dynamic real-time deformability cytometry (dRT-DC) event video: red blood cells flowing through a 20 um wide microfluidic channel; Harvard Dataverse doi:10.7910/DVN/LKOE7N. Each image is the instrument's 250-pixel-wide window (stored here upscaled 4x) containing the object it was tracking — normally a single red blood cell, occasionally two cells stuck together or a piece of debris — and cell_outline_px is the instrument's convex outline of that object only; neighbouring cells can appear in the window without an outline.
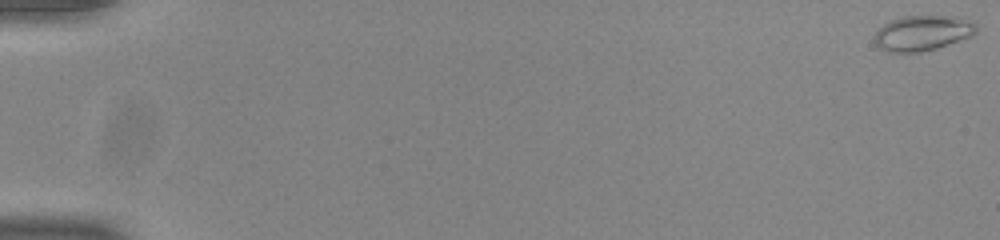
{"species": "common noctule bat (a hibernating species)", "species_latin": "Nyctalus noctula", "temperature_condition": "room temperature", "stored_images_in_passage": 53, "camera_frame_rate_fps": 3000, "um_per_image_px": 0.085, "animal": {"sex": "male", "body_mass_g": 20.0, "forearm_length_mm": 53.3}, "frame": {"image": 1, "passage_image": 1, "time_ms": 0.0, "image_size_px": [1000, 240], "cell_outline_px": [[976, 32], [972, 36], [936, 48], [920, 52], [888, 52], [880, 48], [872, 40], [876, 32], [884, 24], [892, 20], [904, 16], [960, 16], [976, 24]], "centroid_in_image_um": [78.41, 2.8], "position_along_channel_um": 6.6, "area_um2": 20.87}}
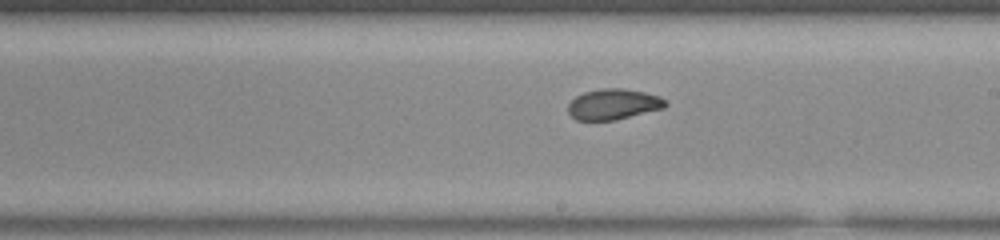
{"frame": {"image": 2, "passage_image": 33, "time_ms": 10.667, "image_size_px": [1000, 240], "cell_outline_px": [[668, 104], [664, 108], [616, 120], [576, 120], [568, 112], [568, 104], [576, 96], [584, 92], [600, 88], [624, 88], [644, 92], [660, 96], [668, 100]], "centroid_in_image_um": [52.17, 8.85], "position_along_channel_um": 236.8, "area_um2": 17.57}}
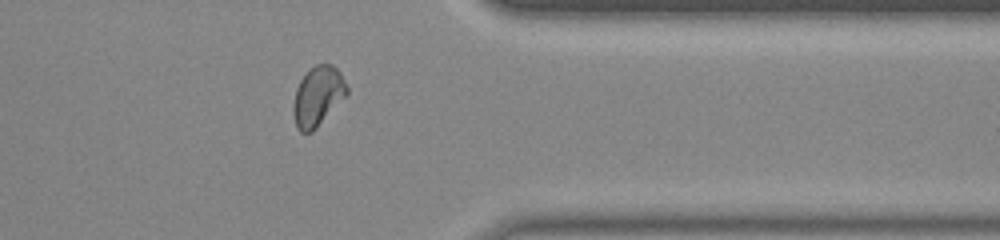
{"frame": {"image": 3, "passage_image": 45, "time_ms": 14.667, "image_size_px": [1000, 240], "cell_outline_px": [[348, 92], [316, 128], [312, 132], [300, 132], [296, 128], [292, 112], [292, 108], [296, 88], [300, 80], [316, 64], [332, 64], [340, 72], [348, 88]], "centroid_in_image_um": [26.98, 8.19], "position_along_channel_um": 384.4, "area_um2": 18.32}}